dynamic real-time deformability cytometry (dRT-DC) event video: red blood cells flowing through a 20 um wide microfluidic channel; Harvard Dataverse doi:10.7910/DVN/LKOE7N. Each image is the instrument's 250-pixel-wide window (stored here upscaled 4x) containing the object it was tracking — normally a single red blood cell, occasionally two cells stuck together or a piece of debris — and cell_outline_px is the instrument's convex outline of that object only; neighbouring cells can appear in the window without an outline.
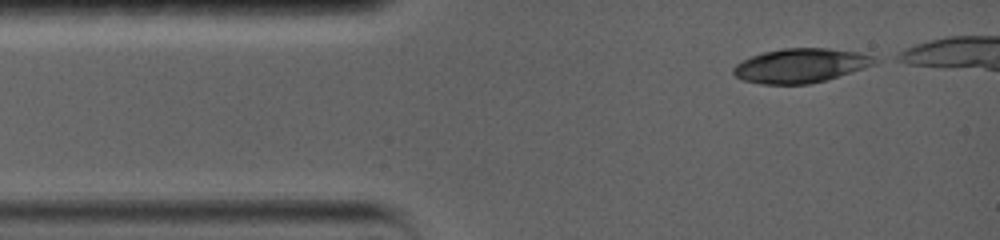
{"species": "common noctule bat (a hibernating species)", "species_latin": "Nyctalus noctula", "temperature_condition": "warm", "stored_images_in_passage": 10, "camera_frame_rate_fps": 5000, "um_per_image_px": 0.085, "animal": {"sex": "female", "body_mass_g": 19.0, "forearm_length_mm": 56.7}, "frame": {"image": 1, "passage_image": 1, "time_ms": 0.0, "image_size_px": [1000, 240], "cell_outline_px": [[884, 60], [876, 64], [864, 68], [824, 80], [808, 84], [760, 84], [744, 80], [736, 76], [732, 72], [732, 68], [736, 64], [752, 56], [764, 52], [780, 48], [828, 48], [856, 52], [876, 56]], "centroid_in_image_um": [68.1, 5.56], "position_along_channel_um": 16.9, "area_um2": 28.21}}